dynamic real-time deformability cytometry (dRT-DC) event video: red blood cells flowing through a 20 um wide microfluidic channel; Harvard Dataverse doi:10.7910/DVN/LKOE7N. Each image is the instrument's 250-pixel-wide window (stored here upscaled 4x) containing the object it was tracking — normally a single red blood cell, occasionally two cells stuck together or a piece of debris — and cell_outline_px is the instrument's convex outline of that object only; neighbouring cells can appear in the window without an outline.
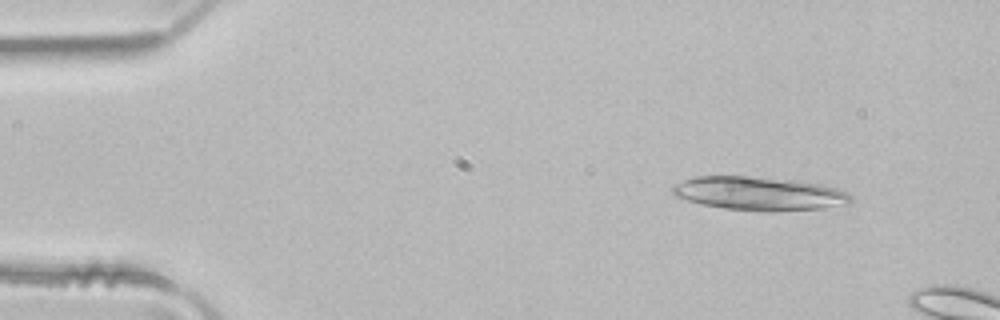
{"species": "common noctule bat (a hibernating species)", "species_latin": "Nyctalus noctula", "temperature_condition": "room temperature", "stored_images_in_passage": 2, "segment_of_instrument_passage": [2, 2], "camera_frame_rate_fps": 3000, "um_per_image_px": 0.085, "animal": {"sex": "male", "body_mass_g": 21.5, "forearm_length_mm": 52.0}, "frame": {"image": 1, "passage_image": 2, "time_ms": 0.333, "image_size_px": [1000, 320], "cell_outline_px": [[852, 200], [848, 204], [824, 208], [776, 212], [764, 212], [724, 208], [704, 204], [688, 200], [676, 196], [672, 192], [672, 184], [692, 176], [748, 176], [800, 180], [820, 184], [836, 188], [848, 192], [852, 196]], "centroid_in_image_um": [64.56, 16.44], "position_along_channel_um": 20.4, "area_um2": 35.37}}